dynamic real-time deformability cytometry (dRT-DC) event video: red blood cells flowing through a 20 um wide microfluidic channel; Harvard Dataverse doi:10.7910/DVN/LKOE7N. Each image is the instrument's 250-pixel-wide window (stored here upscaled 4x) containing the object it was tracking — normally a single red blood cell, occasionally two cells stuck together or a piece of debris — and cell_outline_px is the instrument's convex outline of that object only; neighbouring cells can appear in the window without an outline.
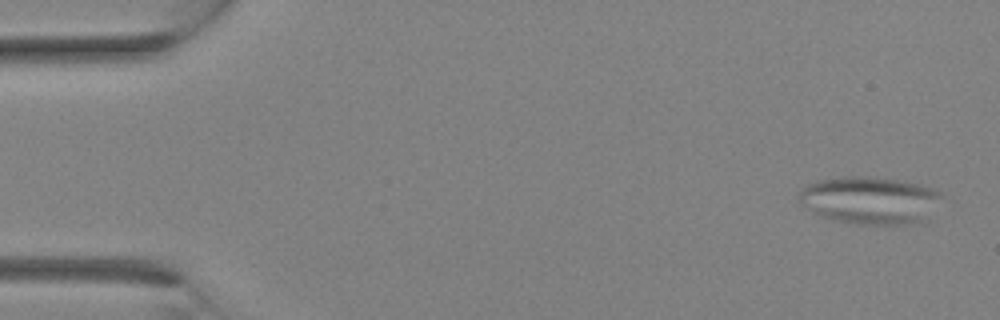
{"species": "Egyptian fruit bat (a non-hibernating species)", "species_latin": "Rousettus aegyptiacus", "temperature_condition": "room temperature", "stored_images_in_passage": 3, "camera_frame_rate_fps": 3000, "um_per_image_px": 0.085, "animal": {"sex": "female"}, "frame": {"image": 1, "passage_image": 1, "time_ms": 0.0, "image_size_px": [1000, 320], "cell_outline_px": [[940, 196], [928, 220], [924, 224], [856, 224], [832, 220], [820, 216], [804, 208], [800, 204], [800, 188], [816, 180], [844, 176], [868, 176], [896, 180], [936, 188], [940, 192]], "centroid_in_image_um": [73.92, 17.03], "position_along_channel_um": 11.1, "area_um2": 39.88}}